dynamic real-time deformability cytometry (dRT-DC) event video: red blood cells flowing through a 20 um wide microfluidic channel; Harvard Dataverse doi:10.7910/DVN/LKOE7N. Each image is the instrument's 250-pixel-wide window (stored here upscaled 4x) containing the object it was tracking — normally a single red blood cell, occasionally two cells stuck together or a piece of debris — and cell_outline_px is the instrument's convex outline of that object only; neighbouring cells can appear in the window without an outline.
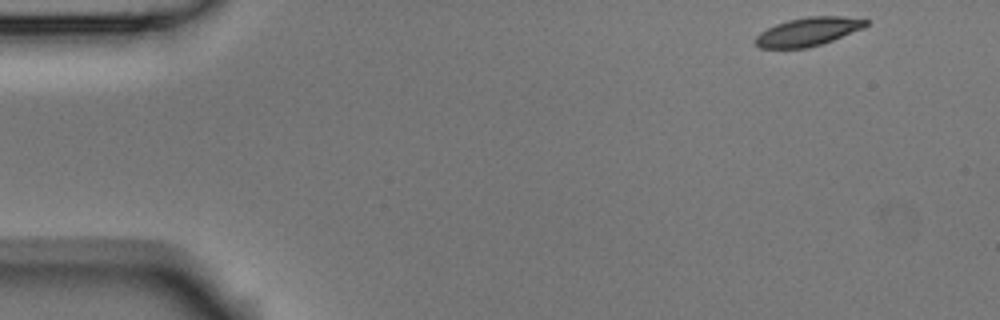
{"species": "Egyptian fruit bat (a non-hibernating species)", "species_latin": "Rousettus aegyptiacus", "temperature_condition": "room temperature", "stored_images_in_passage": 4, "camera_frame_rate_fps": 3000, "um_per_image_px": 0.085, "animal": {"sex": "male"}, "frame": {"image": 1, "passage_image": 1, "time_ms": 0.0, "image_size_px": [1000, 320], "cell_outline_px": [[868, 24], [864, 28], [832, 40], [808, 48], [760, 48], [752, 40], [760, 32], [776, 24], [788, 20], [808, 16], [844, 16], [868, 20]], "centroid_in_image_um": [68.67, 2.69], "position_along_channel_um": 16.3, "area_um2": 18.32}}
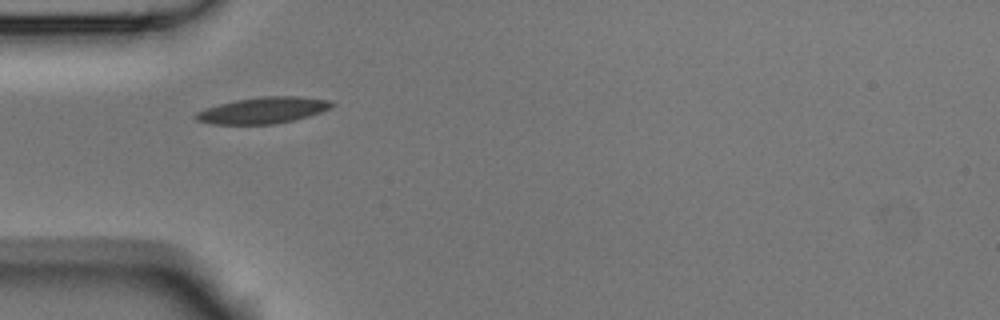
{"frame": {"image": 2, "passage_image": 4, "time_ms": 1.0, "image_size_px": [1000, 320], "cell_outline_px": [[336, 104], [332, 108], [308, 116], [292, 120], [272, 124], [212, 124], [196, 120], [192, 116], [196, 112], [220, 104], [236, 100], [264, 96], [296, 96], [328, 100]], "centroid_in_image_um": [22.36, 9.38], "position_along_channel_um": 62.6, "area_um2": 20.63}}